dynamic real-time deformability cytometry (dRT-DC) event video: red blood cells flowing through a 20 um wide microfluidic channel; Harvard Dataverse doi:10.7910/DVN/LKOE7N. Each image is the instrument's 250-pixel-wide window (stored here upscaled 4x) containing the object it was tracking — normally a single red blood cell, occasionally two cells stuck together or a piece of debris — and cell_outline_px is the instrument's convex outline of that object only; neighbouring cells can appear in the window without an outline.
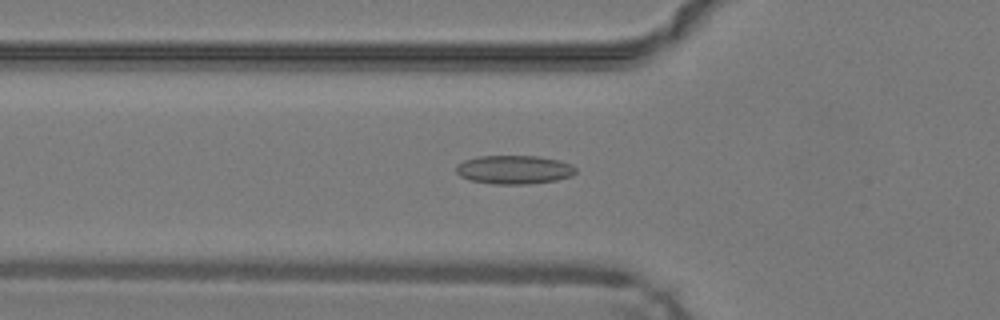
{"species": "common noctule bat (a hibernating species)", "species_latin": "Nyctalus noctula", "temperature_condition": "warm", "stored_images_in_passage": 35, "camera_frame_rate_fps": 3000, "um_per_image_px": 0.085, "animal": {"sex": "male", "body_mass_g": 19.2, "forearm_length_mm": 51.8}, "frame": {"image": 1, "passage_image": 4, "time_ms": 1.0, "image_size_px": [1000, 320], "cell_outline_px": [[576, 172], [572, 176], [556, 180], [528, 184], [496, 184], [472, 180], [460, 176], [456, 172], [456, 164], [464, 160], [476, 156], [536, 156], [560, 160], [572, 164], [576, 168]], "centroid_in_image_um": [43.71, 14.41], "position_along_channel_um": 82.1, "area_um2": 20.06}}
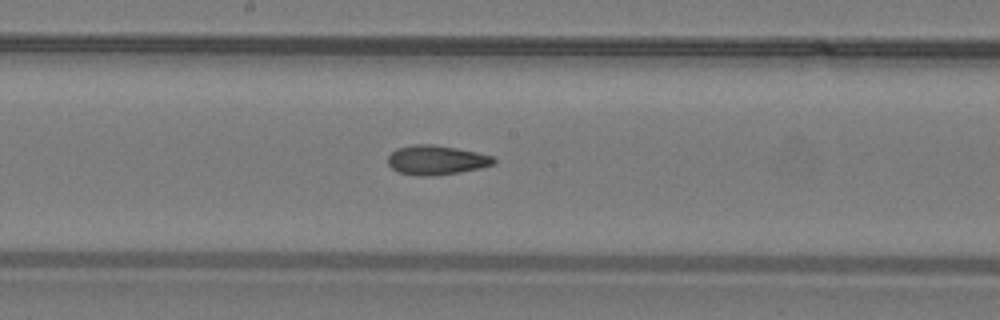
{"frame": {"image": 2, "passage_image": 13, "time_ms": 4.0, "image_size_px": [1000, 320], "cell_outline_px": [[496, 164], [480, 168], [460, 172], [436, 176], [416, 176], [396, 172], [388, 164], [388, 156], [396, 148], [412, 144], [432, 144], [456, 148], [496, 156]], "centroid_in_image_um": [37.1, 13.61], "position_along_channel_um": 211.1, "area_um2": 18.5}}
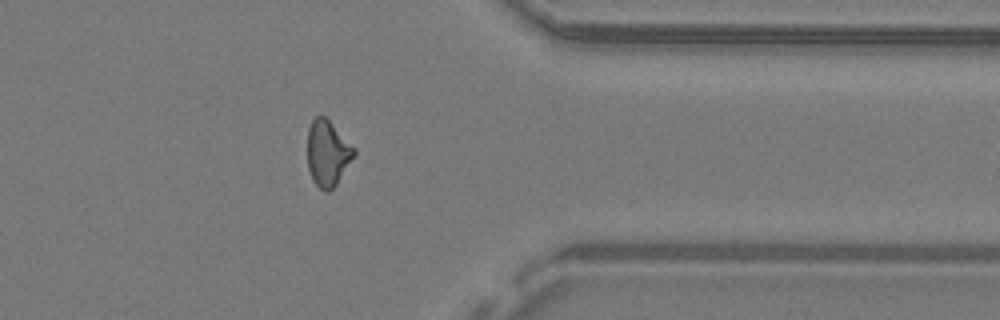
{"frame": {"image": 3, "passage_image": 26, "time_ms": 8.333, "image_size_px": [1000, 320], "cell_outline_px": [[356, 152], [336, 184], [328, 192], [324, 192], [312, 180], [308, 168], [308, 128], [312, 120], [316, 116], [324, 116], [356, 148]], "centroid_in_image_um": [27.84, 13.02], "position_along_channel_um": 383.6, "area_um2": 17.63}, "authors_computed_cell_mechanics": {"area_um2": 17.918, "velocity_mm_per_s": 4.2731, "shape_relaxation_time_tau1_ms": null, "shape_relaxation_time_tau2_ms": 2.2432, "deformation_change_tau1": null, "deformation_change_tau2": 0.0966}}